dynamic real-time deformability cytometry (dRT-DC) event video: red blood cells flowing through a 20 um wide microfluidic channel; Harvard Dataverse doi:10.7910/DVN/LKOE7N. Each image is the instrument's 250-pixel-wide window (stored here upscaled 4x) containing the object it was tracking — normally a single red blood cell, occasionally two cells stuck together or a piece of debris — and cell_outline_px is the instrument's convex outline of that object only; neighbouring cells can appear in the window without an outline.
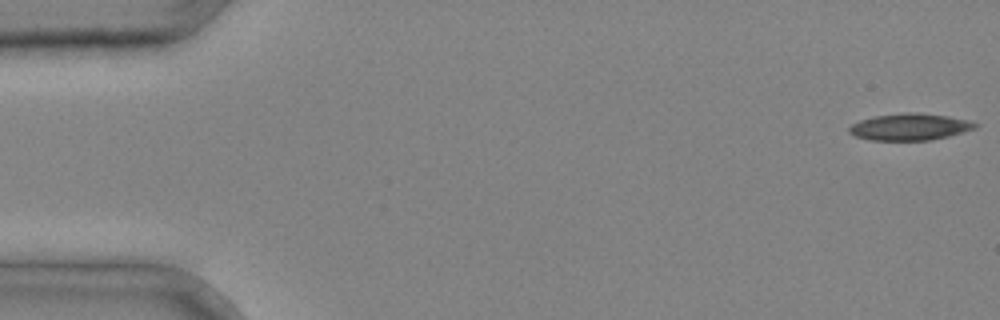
{"species": "common noctule bat (a hibernating species)", "species_latin": "Nyctalus noctula", "temperature_condition": "cold", "stored_images_in_passage": 3, "camera_frame_rate_fps": 3000, "um_per_image_px": 0.085, "animal": {"sex": "male", "body_mass_g": 20.4}, "frame": {"image": 1, "passage_image": 1, "time_ms": 0.0, "image_size_px": [1000, 320], "cell_outline_px": [[980, 124], [976, 128], [948, 136], [928, 140], [872, 140], [856, 136], [848, 132], [848, 128], [852, 124], [860, 120], [872, 116], [904, 112], [916, 112], [948, 116], [968, 120]], "centroid_in_image_um": [77.33, 10.77], "position_along_channel_um": 7.7, "area_um2": 19.65}}